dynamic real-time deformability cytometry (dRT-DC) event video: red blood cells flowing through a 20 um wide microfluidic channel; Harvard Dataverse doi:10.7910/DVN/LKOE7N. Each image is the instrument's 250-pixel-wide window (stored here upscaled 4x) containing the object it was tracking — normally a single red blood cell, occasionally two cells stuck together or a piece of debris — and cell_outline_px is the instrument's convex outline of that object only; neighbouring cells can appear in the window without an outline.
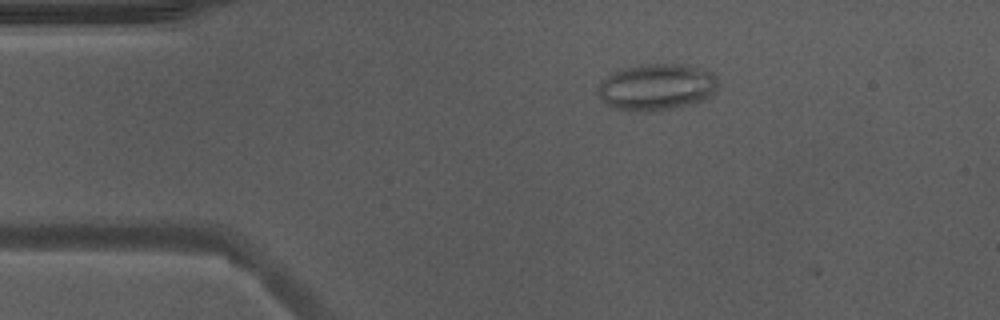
{"species": "Egyptian fruit bat (a non-hibernating species)", "species_latin": "Rousettus aegyptiacus", "temperature_condition": "warm", "stored_images_in_passage": 44, "camera_frame_rate_fps": 3000, "um_per_image_px": 0.085, "animal": {"sex": "male"}, "frame": {"image": 1, "passage_image": 2, "time_ms": 0.333, "image_size_px": [1000, 320], "cell_outline_px": [[716, 88], [704, 100], [692, 104], [636, 112], [616, 108], [604, 104], [596, 92], [596, 88], [612, 72], [620, 68], [636, 64], [684, 64], [704, 68], [712, 72], [716, 76]], "centroid_in_image_um": [55.77, 7.36], "position_along_channel_um": 29.2, "area_um2": 32.6}}
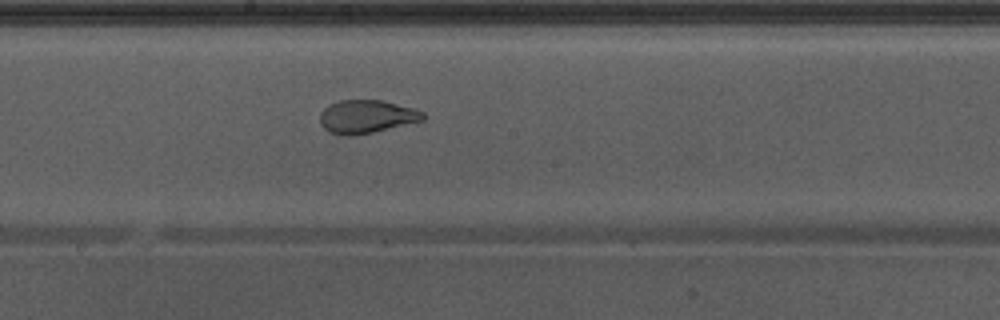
{"frame": {"image": 2, "passage_image": 20, "time_ms": 6.333, "image_size_px": [1000, 320], "cell_outline_px": [[424, 120], [372, 132], [352, 136], [348, 136], [332, 132], [324, 128], [320, 124], [320, 112], [328, 104], [340, 100], [380, 100], [412, 108], [424, 112]], "centroid_in_image_um": [31.12, 9.9], "position_along_channel_um": 217.1, "area_um2": 19.71}}
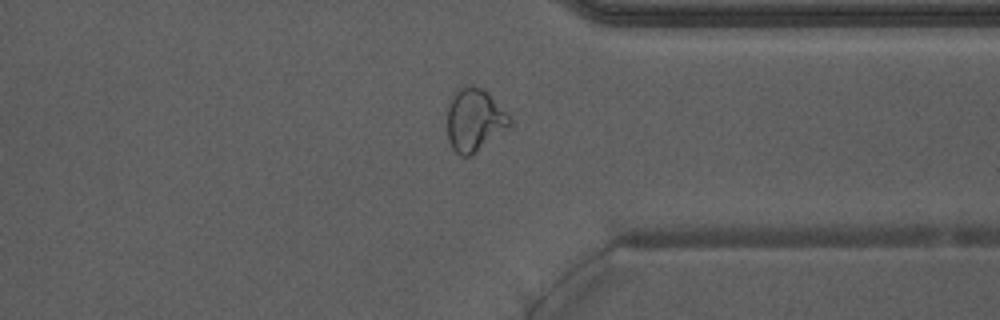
{"frame": {"image": 3, "passage_image": 32, "time_ms": 10.333, "image_size_px": [1000, 320], "cell_outline_px": [[512, 124], [508, 128], [472, 156], [460, 156], [452, 148], [448, 140], [448, 108], [452, 96], [464, 84], [472, 84], [484, 88], [508, 112], [512, 120]], "centroid_in_image_um": [40.36, 10.18], "position_along_channel_um": 371.0, "area_um2": 23.29}, "authors_computed_cell_mechanics": {"area_um2": 23.5535, "velocity_mm_per_s": 3.9419, "shape_relaxation_time_tau1_ms": null, "shape_relaxation_time_tau2_ms": 0.5553, "deformation_change_tau1": null, "deformation_change_tau2": 0.066}}